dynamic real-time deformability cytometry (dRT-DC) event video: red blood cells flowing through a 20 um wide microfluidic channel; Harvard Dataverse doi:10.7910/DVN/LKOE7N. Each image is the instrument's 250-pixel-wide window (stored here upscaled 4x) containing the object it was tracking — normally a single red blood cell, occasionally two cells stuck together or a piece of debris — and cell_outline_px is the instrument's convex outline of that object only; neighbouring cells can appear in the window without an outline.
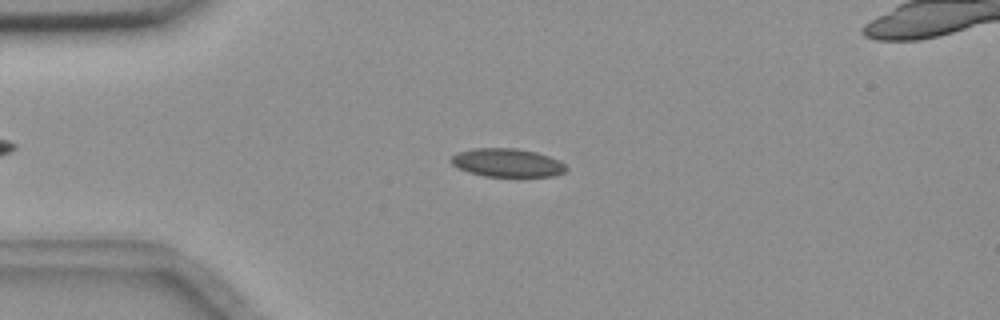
{"species": "common noctule bat (a hibernating species)", "species_latin": "Nyctalus noctula", "temperature_condition": "room temperature", "stored_images_in_passage": 51, "camera_frame_rate_fps": 3000, "um_per_image_px": 0.085, "animal": {"sex": "female", "body_mass_g": 18.4}, "frame": {"image": 1, "passage_image": 14, "time_ms": 4.333, "image_size_px": [1000, 320], "cell_outline_px": [[568, 168], [564, 172], [552, 176], [484, 176], [468, 172], [452, 164], [448, 160], [456, 152], [476, 148], [516, 148], [536, 152], [560, 160]], "centroid_in_image_um": [43.09, 13.82], "position_along_channel_um": 41.9, "area_um2": 19.02}}
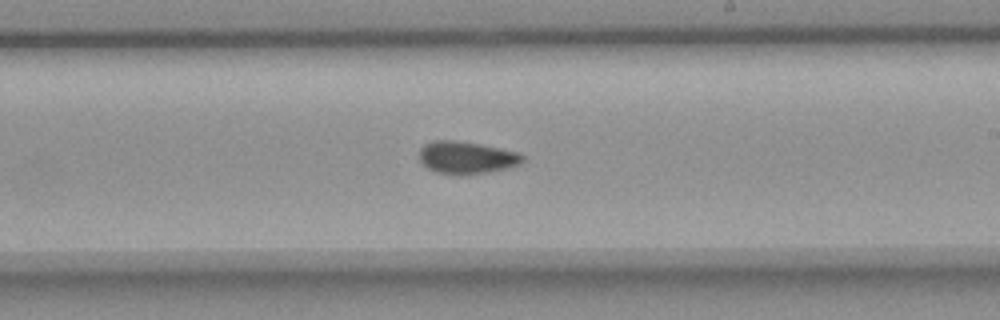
{"frame": {"image": 2, "passage_image": 33, "time_ms": 10.667, "image_size_px": [1000, 320], "cell_outline_px": [[524, 160], [520, 164], [508, 168], [488, 172], [460, 176], [436, 172], [428, 168], [420, 160], [420, 148], [424, 144], [432, 140], [456, 140], [480, 144], [520, 152], [524, 156]], "centroid_in_image_um": [39.67, 13.4], "position_along_channel_um": 249.3, "area_um2": 19.77}}
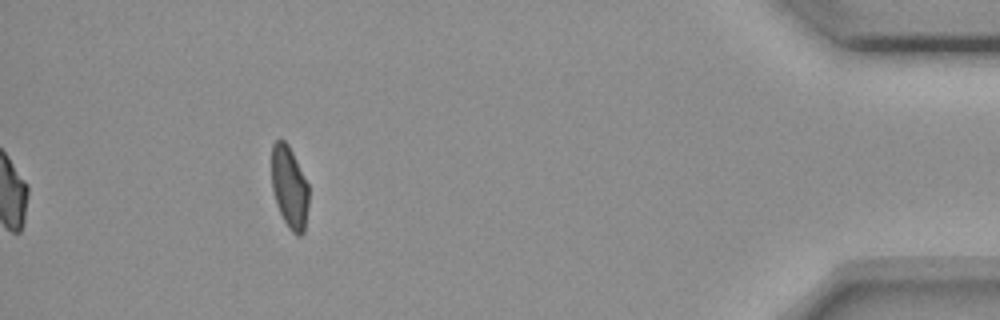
{"frame": {"image": 3, "passage_image": 51, "time_ms": 16.667, "image_size_px": [1000, 320], "cell_outline_px": [[308, 204], [304, 232], [300, 236], [296, 236], [288, 228], [276, 204], [272, 188], [272, 144], [276, 140], [284, 140], [288, 144], [308, 184]], "centroid_in_image_um": [24.6, 15.94], "position_along_channel_um": 410.6, "area_um2": 17.69}, "authors_computed_cell_mechanics": {"area_um2": 19.1318, "velocity_mm_per_s": 3.6593, "shape_relaxation_time_tau1_ms": null, "shape_relaxation_time_tau2_ms": 2.5446, "deformation_change_tau1": null, "deformation_change_tau2": 0.0739}}